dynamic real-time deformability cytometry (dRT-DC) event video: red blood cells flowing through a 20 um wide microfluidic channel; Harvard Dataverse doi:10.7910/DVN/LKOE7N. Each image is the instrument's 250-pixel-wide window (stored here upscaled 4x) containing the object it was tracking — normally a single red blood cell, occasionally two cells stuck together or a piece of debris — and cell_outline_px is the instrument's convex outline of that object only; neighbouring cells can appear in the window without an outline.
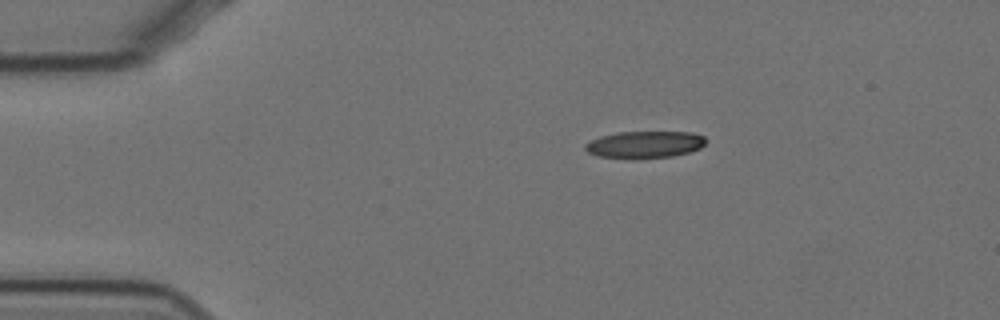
{"species": "Egyptian fruit bat (a non-hibernating species)", "species_latin": "Rousettus aegyptiacus", "temperature_condition": "cold", "stored_images_in_passage": 48, "camera_frame_rate_fps": 3000, "um_per_image_px": 0.085, "animal": {"sex": "female"}, "frame": {"image": 1, "passage_image": 1, "time_ms": 0.0, "image_size_px": [1000, 320], "cell_outline_px": [[708, 140], [700, 148], [688, 152], [672, 156], [640, 160], [632, 160], [596, 156], [588, 152], [584, 148], [584, 144], [600, 136], [620, 132], [692, 132], [704, 136]], "centroid_in_image_um": [54.79, 12.31], "position_along_channel_um": 30.2, "area_um2": 19.42}}
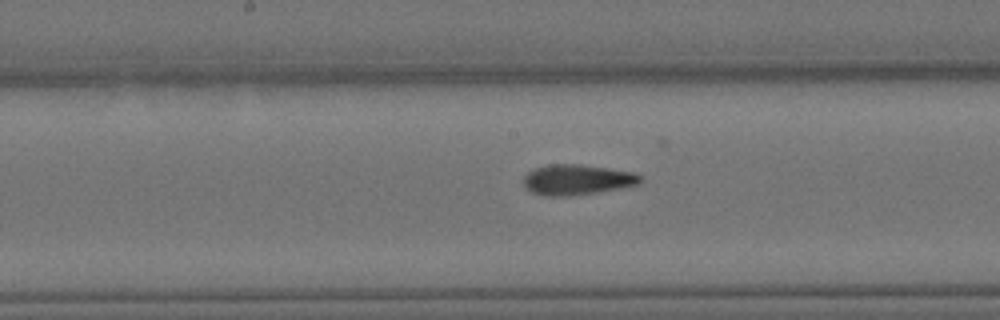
{"frame": {"image": 2, "passage_image": 20, "time_ms": 6.333, "image_size_px": [1000, 320], "cell_outline_px": [[640, 184], [620, 188], [596, 192], [568, 196], [544, 196], [532, 192], [524, 188], [524, 176], [532, 168], [548, 164], [580, 164], [636, 172], [640, 176]], "centroid_in_image_um": [49.01, 15.26], "position_along_channel_um": 199.2, "area_um2": 20.81}}
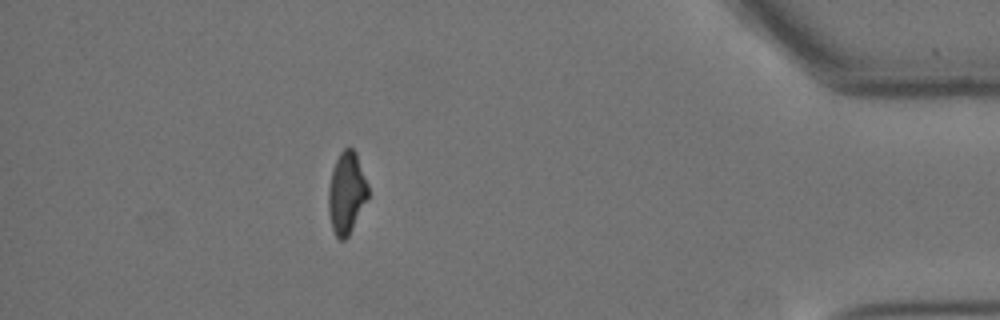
{"frame": {"image": 3, "passage_image": 42, "time_ms": 13.667, "image_size_px": [1000, 320], "cell_outline_px": [[368, 196], [348, 236], [344, 240], [340, 240], [336, 236], [332, 228], [328, 212], [328, 188], [332, 168], [340, 152], [344, 148], [352, 148], [356, 152], [368, 184]], "centroid_in_image_um": [29.43, 16.37], "position_along_channel_um": 405.8, "area_um2": 18.79}, "authors_computed_cell_mechanics": {"area_um2": 20.0855, "velocity_mm_per_s": 3.4788, "shape_relaxation_time_tau1_ms": null, "shape_relaxation_time_tau2_ms": 2.2878, "deformation_change_tau1": null, "deformation_change_tau2": 0.0898}}